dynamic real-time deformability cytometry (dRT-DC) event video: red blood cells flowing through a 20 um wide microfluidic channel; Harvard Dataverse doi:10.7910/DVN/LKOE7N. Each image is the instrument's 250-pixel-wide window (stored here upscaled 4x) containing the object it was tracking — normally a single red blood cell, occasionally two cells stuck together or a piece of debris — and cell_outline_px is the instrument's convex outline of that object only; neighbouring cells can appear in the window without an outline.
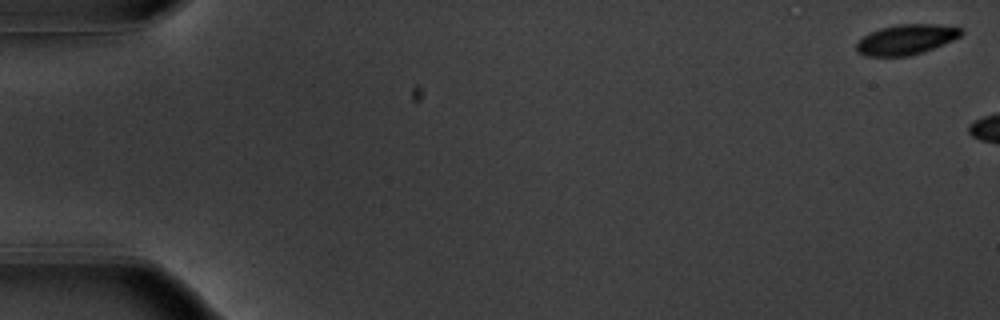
{"species": "common noctule bat (a hibernating species)", "species_latin": "Nyctalus noctula", "temperature_condition": "warm", "stored_images_in_passage": 23, "camera_frame_rate_fps": 3000, "um_per_image_px": 0.085, "animal": {"sex": "male", "body_mass_g": 20.1, "forearm_length_mm": 53.5}, "frame": {"image": 1, "passage_image": 2, "time_ms": 0.333, "image_size_px": [1000, 320], "cell_outline_px": [[964, 32], [960, 36], [952, 40], [924, 52], [908, 56], [868, 56], [856, 52], [856, 44], [864, 36], [880, 28], [900, 24], [940, 24], [960, 28]], "centroid_in_image_um": [77.03, 3.36], "position_along_channel_um": 8.0, "area_um2": 18.26}}
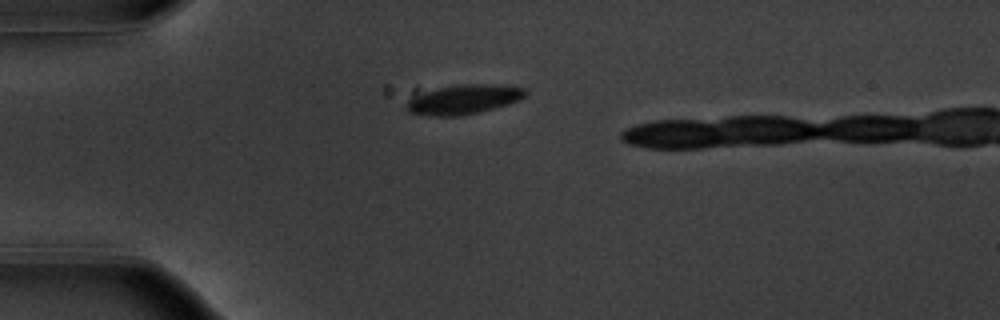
{"frame": {"image": 2, "passage_image": 16, "time_ms": 5.0, "image_size_px": [1000, 320], "cell_outline_px": [[528, 92], [520, 100], [508, 104], [480, 112], [460, 116], [428, 116], [408, 112], [404, 108], [404, 104], [408, 100], [436, 88], [460, 84], [488, 84], [528, 88]], "centroid_in_image_um": [39.42, 8.46], "position_along_channel_um": 45.6, "area_um2": 20.46}}